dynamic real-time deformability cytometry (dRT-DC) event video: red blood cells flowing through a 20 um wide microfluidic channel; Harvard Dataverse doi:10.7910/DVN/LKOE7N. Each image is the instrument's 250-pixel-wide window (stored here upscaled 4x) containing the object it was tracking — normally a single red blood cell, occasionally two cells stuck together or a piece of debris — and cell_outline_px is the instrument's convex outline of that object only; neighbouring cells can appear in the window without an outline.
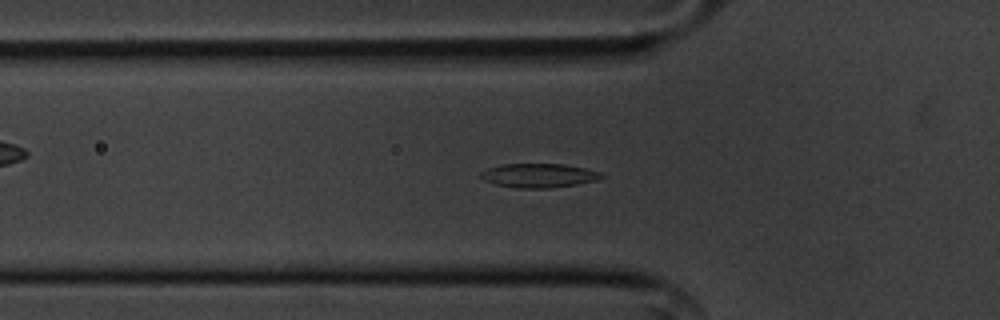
{"species": "common noctule bat (a hibernating species)", "species_latin": "Nyctalus noctula", "temperature_condition": "cold", "stored_images_in_passage": 51, "camera_frame_rate_fps": 3000, "um_per_image_px": 0.085, "animal": {"sex": "male", "body_mass_g": 20.1, "forearm_length_mm": 53.5}, "frame": {"image": 1, "passage_image": 13, "time_ms": 4.0, "image_size_px": [1000, 320], "cell_outline_px": [[604, 176], [596, 180], [576, 184], [552, 188], [516, 188], [496, 184], [484, 180], [480, 176], [480, 172], [488, 168], [504, 164], [564, 164], [584, 168], [600, 172]], "centroid_in_image_um": [45.78, 14.92], "position_along_channel_um": 80.0, "area_um2": 16.76}}
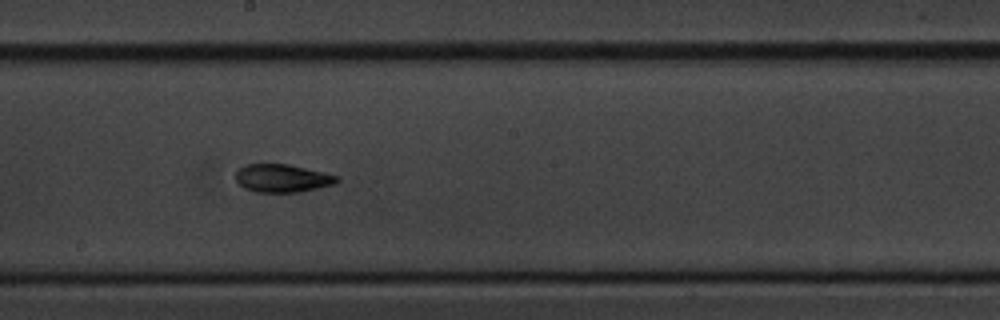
{"frame": {"image": 2, "passage_image": 25, "time_ms": 8.0, "image_size_px": [1000, 320], "cell_outline_px": [[340, 180], [336, 184], [300, 192], [256, 192], [244, 188], [236, 180], [236, 172], [244, 164], [288, 164], [324, 172], [340, 176]], "centroid_in_image_um": [24.03, 15.15], "position_along_channel_um": 224.2, "area_um2": 16.65}}
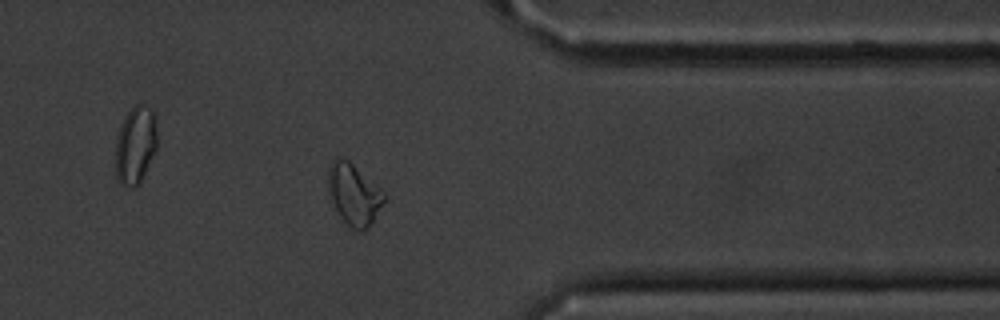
{"frame": {"image": 3, "passage_image": 39, "time_ms": 12.667, "image_size_px": [1000, 320], "cell_outline_px": [[388, 196], [368, 228], [360, 232], [352, 228], [340, 216], [328, 192], [328, 168], [332, 160], [336, 156], [348, 160], [384, 192]], "centroid_in_image_um": [30.08, 16.51], "position_along_channel_um": 381.3, "area_um2": 19.77}, "authors_computed_cell_mechanics": {"area_um2": 16.8198, "velocity_mm_per_s": 3.5894, "shape_relaxation_time_tau1_ms": 11.1552, "shape_relaxation_time_tau2_ms": 5.0752, "deformation_change_tau1": 0.2291, "deformation_change_tau2": 0.1087}}